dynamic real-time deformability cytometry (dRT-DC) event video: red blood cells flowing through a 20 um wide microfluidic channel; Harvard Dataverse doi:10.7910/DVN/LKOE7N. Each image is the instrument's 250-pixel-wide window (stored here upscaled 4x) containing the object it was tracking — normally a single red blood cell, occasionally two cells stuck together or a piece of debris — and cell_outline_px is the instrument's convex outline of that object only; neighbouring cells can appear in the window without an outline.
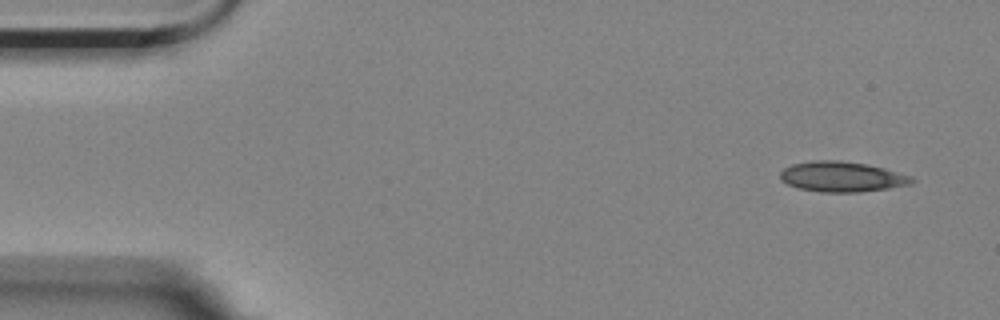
{"species": "Egyptian fruit bat (a non-hibernating species)", "species_latin": "Rousettus aegyptiacus", "temperature_condition": "room temperature", "stored_images_in_passage": 4, "camera_frame_rate_fps": 3000, "um_per_image_px": 0.085, "animal": {"sex": "female"}, "frame": {"image": 1, "passage_image": 1, "time_ms": 0.0, "image_size_px": [1000, 320], "cell_outline_px": [[916, 180], [912, 184], [888, 188], [860, 192], [820, 192], [796, 188], [780, 180], [780, 172], [784, 168], [792, 164], [812, 160], [840, 160], [868, 164], [884, 168], [912, 176]], "centroid_in_image_um": [71.56, 15.02], "position_along_channel_um": 13.4, "area_um2": 23.47}}